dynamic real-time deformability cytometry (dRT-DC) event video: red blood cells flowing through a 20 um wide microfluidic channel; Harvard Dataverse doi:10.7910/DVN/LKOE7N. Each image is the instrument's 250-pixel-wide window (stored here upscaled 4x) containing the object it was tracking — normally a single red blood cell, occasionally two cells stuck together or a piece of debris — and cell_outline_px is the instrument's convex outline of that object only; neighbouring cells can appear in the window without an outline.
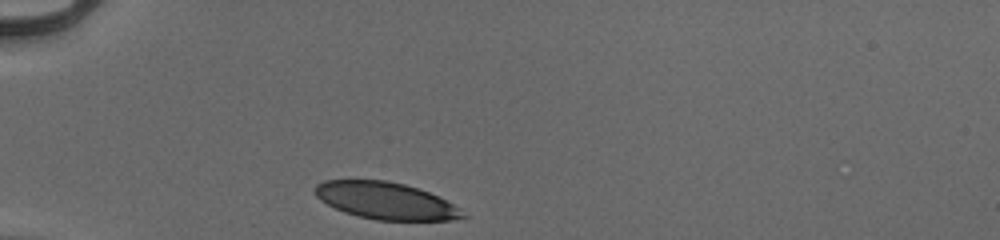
{"species": "human", "species_latin": "Homo sapiens", "temperature_condition": "cold", "stored_images_in_passage": 30, "camera_frame_rate_fps": 3000, "um_per_image_px": 0.085, "donor": {"sex": "male"}, "frame": {"image": 1, "passage_image": 1, "time_ms": 0.0, "image_size_px": [1000, 240], "cell_outline_px": [[468, 216], [452, 220], [376, 220], [356, 216], [344, 212], [320, 200], [312, 192], [312, 188], [316, 184], [324, 180], [384, 180], [404, 184], [428, 192], [460, 208]], "centroid_in_image_um": [32.73, 17.06], "position_along_channel_um": 52.3, "area_um2": 31.79}}
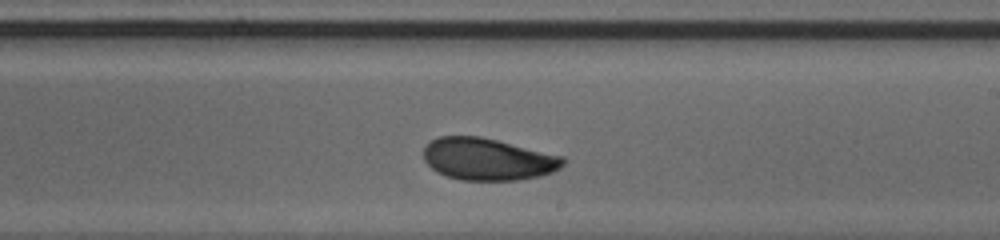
{"frame": {"image": 2, "passage_image": 18, "time_ms": 5.667, "image_size_px": [1000, 240], "cell_outline_px": [[564, 164], [560, 168], [552, 172], [540, 176], [516, 180], [460, 180], [436, 172], [424, 160], [424, 148], [428, 140], [440, 136], [480, 136], [564, 156]], "centroid_in_image_um": [41.45, 13.52], "position_along_channel_um": 247.6, "area_um2": 34.28}}
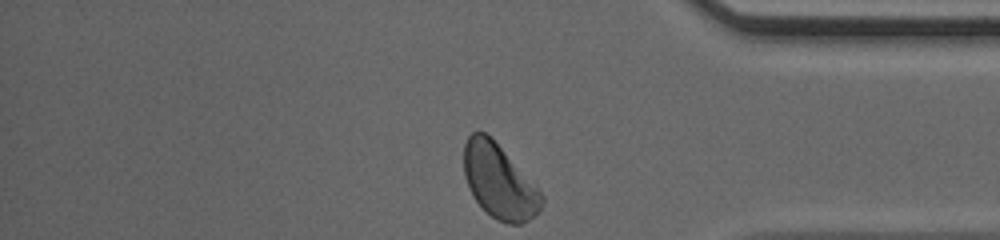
{"frame": {"image": 3, "passage_image": 30, "time_ms": 9.667, "image_size_px": [1000, 240], "cell_outline_px": [[544, 200], [536, 216], [520, 224], [508, 224], [496, 220], [472, 196], [464, 176], [464, 144], [468, 136], [472, 132], [484, 132], [536, 184], [544, 196]], "centroid_in_image_um": [42.44, 15.45], "position_along_channel_um": 392.8, "area_um2": 33.23}, "authors_computed_cell_mechanics": {"area_um2": 34.3043, "velocity_mm_per_s": 3.9199, "shape_relaxation_time_tau1_ms": 3.5869, "shape_relaxation_time_tau2_ms": 0.726, "deformation_change_tau1": 0.1239, "deformation_change_tau2": 0.0448}}